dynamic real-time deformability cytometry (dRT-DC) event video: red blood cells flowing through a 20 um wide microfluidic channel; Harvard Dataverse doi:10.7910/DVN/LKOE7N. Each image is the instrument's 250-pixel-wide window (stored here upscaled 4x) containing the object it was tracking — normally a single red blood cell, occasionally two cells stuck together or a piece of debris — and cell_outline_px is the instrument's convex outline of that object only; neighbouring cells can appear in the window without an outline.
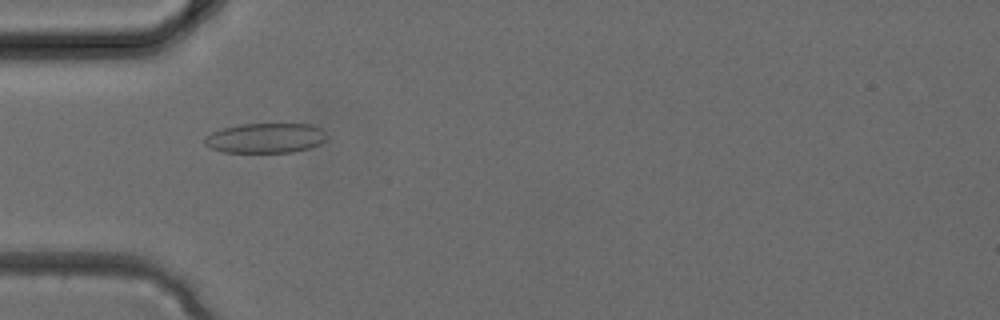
{"species": "common noctule bat (a hibernating species)", "species_latin": "Nyctalus noctula", "temperature_condition": "cold", "stored_images_in_passage": 4, "camera_frame_rate_fps": 3000, "um_per_image_px": 0.085, "animal": {"sex": "female", "body_mass_g": 24.6, "forearm_length_mm": 56.2}, "frame": {"image": 1, "passage_image": 4, "time_ms": 1.0, "image_size_px": [1000, 320], "cell_outline_px": [[328, 140], [312, 148], [292, 152], [224, 152], [212, 148], [204, 144], [204, 136], [212, 132], [224, 128], [240, 124], [312, 124], [320, 128], [328, 136]], "centroid_in_image_um": [22.61, 11.73], "position_along_channel_um": 62.4, "area_um2": 21.44}}